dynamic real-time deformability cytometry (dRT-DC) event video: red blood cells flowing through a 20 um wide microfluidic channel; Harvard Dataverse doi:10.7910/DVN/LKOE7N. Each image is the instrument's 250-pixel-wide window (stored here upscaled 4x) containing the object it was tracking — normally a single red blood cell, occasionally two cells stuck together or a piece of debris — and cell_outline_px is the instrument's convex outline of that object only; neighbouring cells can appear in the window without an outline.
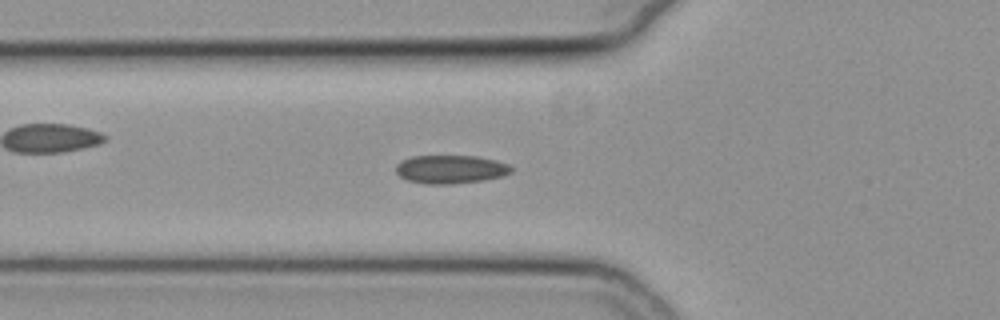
{"species": "common noctule bat (a hibernating species)", "species_latin": "Nyctalus noctula", "temperature_condition": "cold", "stored_images_in_passage": 54, "camera_frame_rate_fps": 3000, "um_per_image_px": 0.085, "animal": {"sex": "female", "body_mass_g": 19.3, "forearm_length_mm": 54.1}, "frame": {"image": 1, "passage_image": 19, "time_ms": 6.0, "image_size_px": [1000, 320], "cell_outline_px": [[512, 172], [504, 176], [484, 180], [452, 184], [424, 184], [408, 180], [400, 176], [396, 172], [396, 164], [400, 160], [412, 156], [480, 156], [496, 160], [508, 164], [512, 168]], "centroid_in_image_um": [38.31, 14.39], "position_along_channel_um": 87.5, "area_um2": 19.31}}
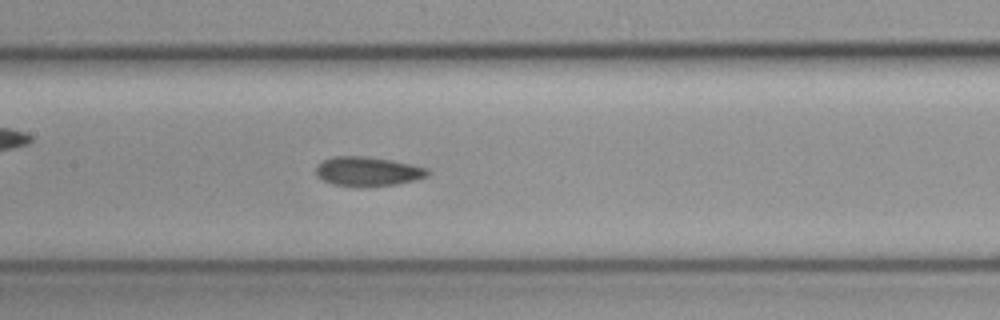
{"frame": {"image": 2, "passage_image": 26, "time_ms": 8.333, "image_size_px": [1000, 320], "cell_outline_px": [[428, 176], [416, 180], [396, 184], [360, 188], [332, 184], [316, 176], [316, 164], [324, 160], [336, 156], [364, 156], [392, 160], [412, 164], [428, 168]], "centroid_in_image_um": [31.25, 14.58], "position_along_channel_um": 176.1, "area_um2": 19.36}}
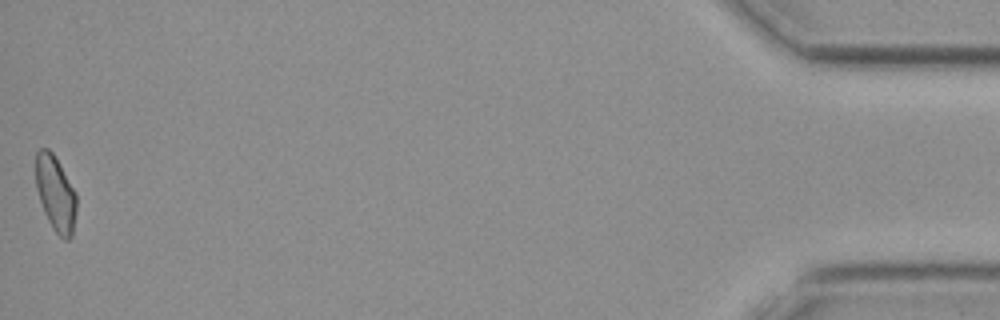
{"frame": {"image": 3, "passage_image": 54, "time_ms": 17.667, "image_size_px": [1000, 320], "cell_outline_px": [[76, 212], [72, 236], [68, 240], [64, 240], [52, 228], [44, 212], [36, 188], [36, 152], [40, 148], [48, 148], [52, 152], [60, 164], [76, 192]], "centroid_in_image_um": [4.73, 16.45], "position_along_channel_um": 430.5, "area_um2": 17.92}, "authors_computed_cell_mechanics": {"area_um2": 18.6983, "velocity_mm_per_s": 3.7779, "shape_relaxation_time_tau1_ms": 6.1368, "shape_relaxation_time_tau2_ms": null, "deformation_change_tau1": 0.0755, "deformation_change_tau2": null}}